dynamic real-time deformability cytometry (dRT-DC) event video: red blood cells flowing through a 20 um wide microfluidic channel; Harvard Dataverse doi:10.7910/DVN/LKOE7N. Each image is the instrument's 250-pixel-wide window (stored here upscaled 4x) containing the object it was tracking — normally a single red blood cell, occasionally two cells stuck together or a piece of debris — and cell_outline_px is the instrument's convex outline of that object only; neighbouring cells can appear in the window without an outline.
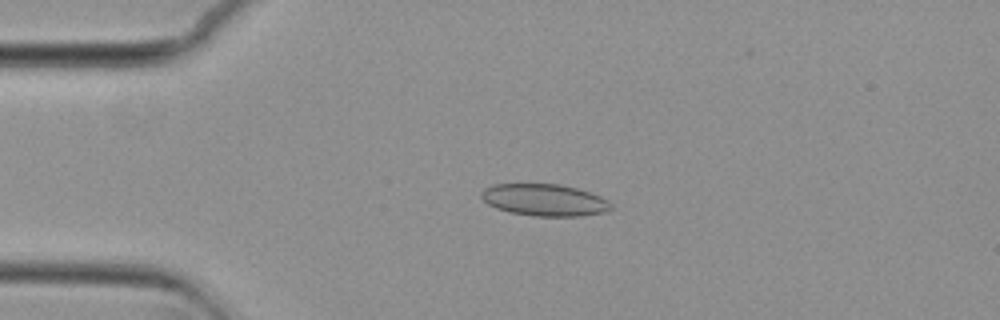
{"species": "common noctule bat (a hibernating species)", "species_latin": "Nyctalus noctula", "temperature_condition": "cold", "stored_images_in_passage": 51, "camera_frame_rate_fps": 3000, "um_per_image_px": 0.085, "animal": {"sex": "female", "body_mass_g": 29.2, "forearm_length_mm": 56.3}, "frame": {"image": 1, "passage_image": 9, "time_ms": 2.667, "image_size_px": [1000, 320], "cell_outline_px": [[612, 208], [604, 212], [580, 216], [532, 216], [508, 212], [496, 208], [488, 204], [480, 196], [480, 192], [484, 188], [492, 184], [560, 184], [576, 188], [600, 196], [608, 200], [612, 204]], "centroid_in_image_um": [46.25, 17.0], "position_along_channel_um": 38.7, "area_um2": 24.22}}
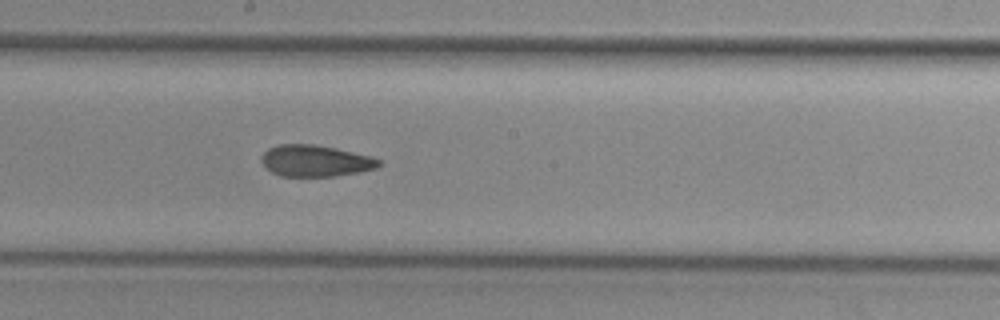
{"frame": {"image": 2, "passage_image": 26, "time_ms": 8.333, "image_size_px": [1000, 320], "cell_outline_px": [[384, 164], [376, 168], [360, 172], [336, 176], [280, 176], [272, 172], [260, 160], [260, 156], [268, 148], [280, 144], [316, 144], [336, 148], [372, 156], [380, 160]], "centroid_in_image_um": [26.84, 13.66], "position_along_channel_um": 221.4, "area_um2": 21.73}}
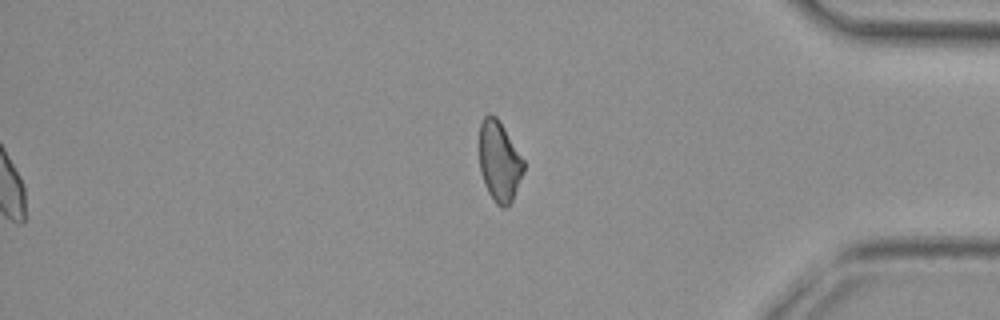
{"frame": {"image": 3, "passage_image": 42, "time_ms": 13.667, "image_size_px": [1000, 320], "cell_outline_px": [[524, 172], [512, 200], [508, 208], [500, 208], [496, 204], [488, 192], [484, 184], [480, 172], [480, 120], [488, 112], [496, 116], [504, 128], [524, 160]], "centroid_in_image_um": [42.44, 13.73], "position_along_channel_um": 392.8, "area_um2": 20.87}, "authors_computed_cell_mechanics": {"area_um2": 22.1374, "velocity_mm_per_s": 3.7437, "shape_relaxation_time_tau1_ms": null, "shape_relaxation_time_tau2_ms": 3.8559, "deformation_change_tau1": null, "deformation_change_tau2": 0.0851}}